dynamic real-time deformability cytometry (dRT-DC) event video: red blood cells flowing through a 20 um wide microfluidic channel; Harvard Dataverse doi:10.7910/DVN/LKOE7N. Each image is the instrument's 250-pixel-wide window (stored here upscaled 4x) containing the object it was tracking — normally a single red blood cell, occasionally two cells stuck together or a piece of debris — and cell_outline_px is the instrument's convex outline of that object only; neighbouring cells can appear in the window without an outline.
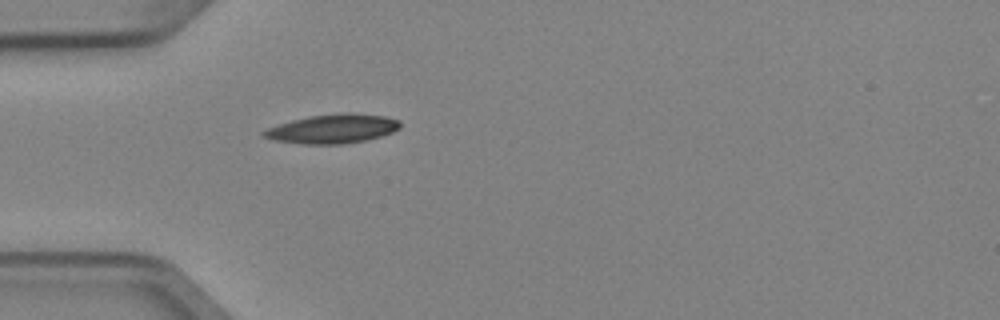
{"species": "Egyptian fruit bat (a non-hibernating species)", "species_latin": "Rousettus aegyptiacus", "temperature_condition": "cold", "stored_images_in_passage": 4, "camera_frame_rate_fps": 3000, "um_per_image_px": 0.085, "animal": {"sex": "female"}, "frame": {"image": 1, "passage_image": 4, "time_ms": 1.0, "image_size_px": [1000, 320], "cell_outline_px": [[400, 128], [392, 132], [380, 136], [364, 140], [344, 144], [300, 144], [272, 140], [260, 136], [260, 132], [268, 128], [292, 120], [308, 116], [340, 112], [352, 112], [384, 116], [400, 120]], "centroid_in_image_um": [28.24, 10.94], "position_along_channel_um": 56.8, "area_um2": 23.35}}